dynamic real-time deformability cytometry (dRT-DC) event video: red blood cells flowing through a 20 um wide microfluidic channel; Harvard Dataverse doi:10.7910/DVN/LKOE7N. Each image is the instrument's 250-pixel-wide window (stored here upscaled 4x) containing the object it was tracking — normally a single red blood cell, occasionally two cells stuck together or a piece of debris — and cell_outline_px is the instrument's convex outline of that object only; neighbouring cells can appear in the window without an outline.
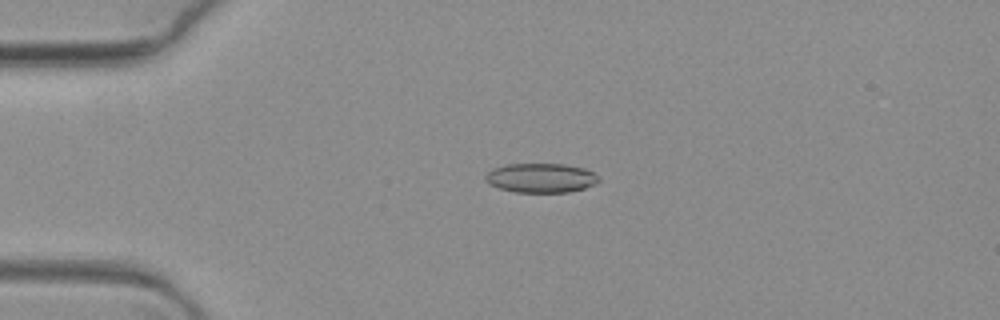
{"species": "common noctule bat (a hibernating species)", "species_latin": "Nyctalus noctula", "temperature_condition": "warm", "stored_images_in_passage": 68, "camera_frame_rate_fps": 3000, "um_per_image_px": 0.085, "animal": {"sex": "female", "body_mass_g": 19.3, "forearm_length_mm": 54.1}, "frame": {"image": 1, "passage_image": 16, "time_ms": 5.0, "image_size_px": [1000, 320], "cell_outline_px": [[600, 180], [584, 188], [568, 192], [516, 192], [500, 188], [488, 184], [484, 180], [484, 176], [492, 168], [508, 164], [564, 164], [584, 168], [592, 172]], "centroid_in_image_um": [45.92, 15.12], "position_along_channel_um": 39.1, "area_um2": 19.25}}
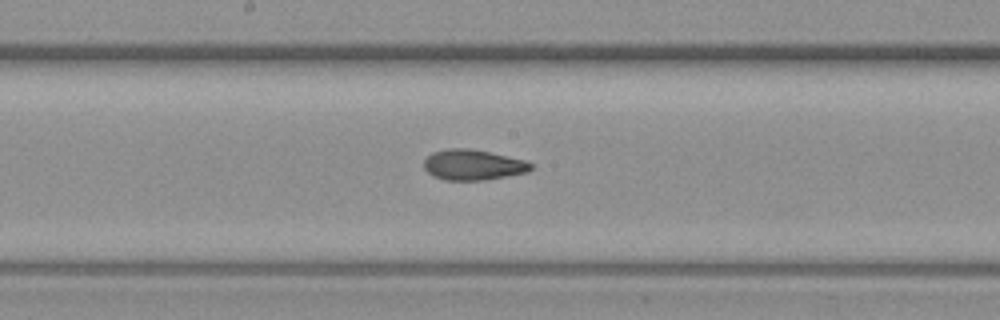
{"frame": {"image": 2, "passage_image": 36, "time_ms": 11.667, "image_size_px": [1000, 320], "cell_outline_px": [[532, 168], [528, 172], [484, 180], [444, 180], [432, 176], [424, 168], [424, 160], [432, 152], [448, 148], [472, 148], [528, 160], [532, 164]], "centroid_in_image_um": [40.22, 14.0], "position_along_channel_um": 208.0, "area_um2": 19.25}}
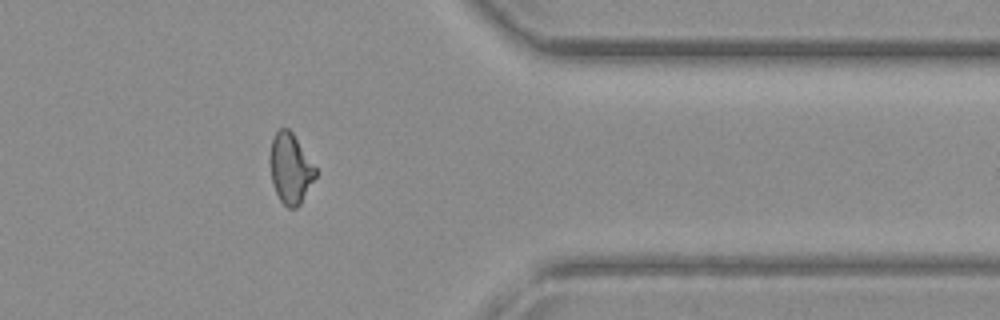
{"frame": {"image": 3, "passage_image": 55, "time_ms": 18.0, "image_size_px": [1000, 320], "cell_outline_px": [[316, 176], [300, 204], [296, 208], [288, 208], [280, 200], [272, 184], [268, 160], [268, 156], [272, 140], [276, 132], [280, 128], [288, 128], [292, 132], [316, 168]], "centroid_in_image_um": [24.65, 14.32], "position_along_channel_um": 386.8, "area_um2": 18.67}}